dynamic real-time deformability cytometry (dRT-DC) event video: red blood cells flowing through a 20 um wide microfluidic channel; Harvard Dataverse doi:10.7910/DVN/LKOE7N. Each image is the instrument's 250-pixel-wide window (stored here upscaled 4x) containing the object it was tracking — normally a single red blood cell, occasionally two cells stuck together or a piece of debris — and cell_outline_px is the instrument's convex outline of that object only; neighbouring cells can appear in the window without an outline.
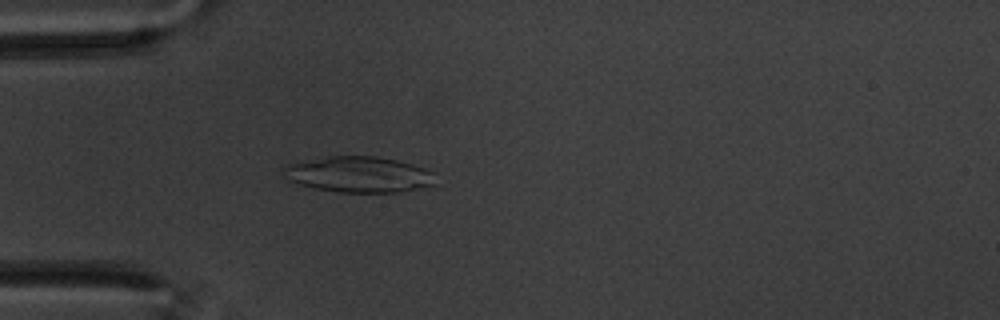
{"species": "common noctule bat (a hibernating species)", "species_latin": "Nyctalus noctula", "temperature_condition": "warm", "stored_images_in_passage": 49, "camera_frame_rate_fps": 3000, "um_per_image_px": 0.085, "animal": {"sex": "male", "body_mass_g": 20.1, "forearm_length_mm": 53.5}, "frame": {"image": 1, "passage_image": 8, "time_ms": 2.333, "image_size_px": [1000, 320], "cell_outline_px": [[436, 184], [396, 192], [336, 192], [316, 188], [300, 184], [288, 180], [284, 176], [284, 164], [328, 156], [376, 156], [396, 160], [412, 164], [436, 172]], "centroid_in_image_um": [30.51, 14.82], "position_along_channel_um": 54.5, "area_um2": 31.79}}
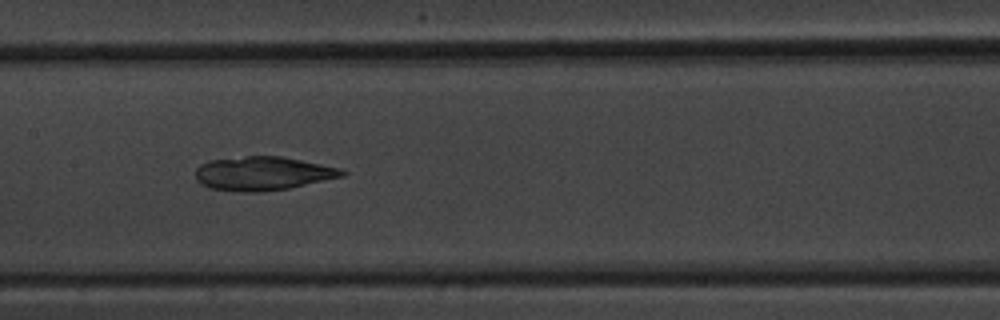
{"frame": {"image": 2, "passage_image": 20, "time_ms": 6.333, "image_size_px": [1000, 320], "cell_outline_px": [[348, 172], [344, 176], [288, 188], [256, 192], [236, 192], [212, 188], [200, 184], [196, 180], [196, 168], [200, 164], [212, 160], [244, 156], [280, 156], [340, 168]], "centroid_in_image_um": [22.31, 14.74], "position_along_channel_um": 185.1, "area_um2": 28.67}}
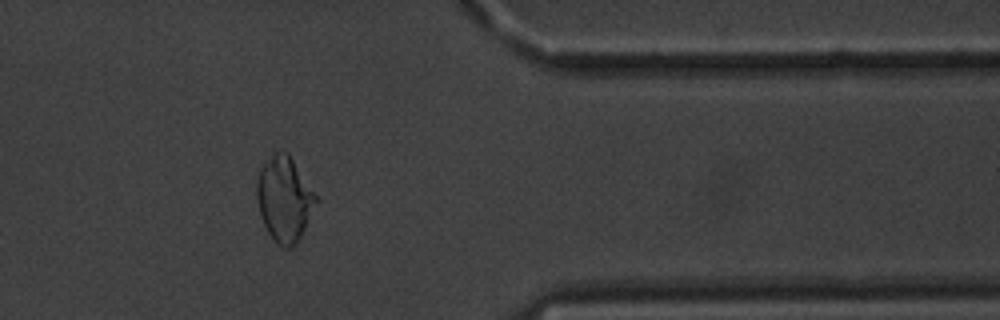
{"frame": {"image": 3, "passage_image": 39, "time_ms": 12.667, "image_size_px": [1000, 320], "cell_outline_px": [[320, 200], [300, 236], [292, 248], [284, 248], [268, 232], [264, 224], [256, 200], [256, 180], [260, 168], [280, 148], [288, 152], [320, 196]], "centroid_in_image_um": [24.22, 16.86], "position_along_channel_um": 387.2, "area_um2": 29.65}, "authors_computed_cell_mechanics": {"area_um2": 29.7092, "velocity_mm_per_s": 3.4413, "shape_relaxation_time_tau1_ms": null, "shape_relaxation_time_tau2_ms": 2.1664, "deformation_change_tau1": null, "deformation_change_tau2": 0.0568}}